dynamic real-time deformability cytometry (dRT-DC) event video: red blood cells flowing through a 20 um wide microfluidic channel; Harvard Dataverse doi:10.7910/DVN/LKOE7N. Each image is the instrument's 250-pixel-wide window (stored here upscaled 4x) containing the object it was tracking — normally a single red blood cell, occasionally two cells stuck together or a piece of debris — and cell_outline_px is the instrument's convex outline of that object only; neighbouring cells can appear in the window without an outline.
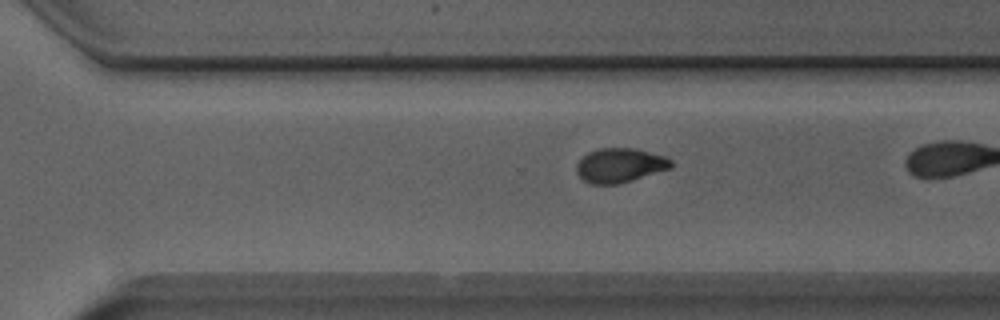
{"species": "Egyptian fruit bat (a non-hibernating species)", "species_latin": "Rousettus aegyptiacus", "temperature_condition": "room temperature", "stored_images_in_passage": 30, "camera_frame_rate_fps": 3000, "um_per_image_px": 0.085, "animal": {"sex": "male"}, "frame": {"image": 1, "passage_image": 26, "time_ms": 8.333, "image_size_px": [1000, 320], "cell_outline_px": [[672, 168], [620, 184], [588, 184], [576, 172], [576, 164], [588, 152], [600, 148], [636, 148], [664, 156], [672, 160]], "centroid_in_image_um": [52.7, 14.06], "position_along_channel_um": 317.9, "area_um2": 19.02}}